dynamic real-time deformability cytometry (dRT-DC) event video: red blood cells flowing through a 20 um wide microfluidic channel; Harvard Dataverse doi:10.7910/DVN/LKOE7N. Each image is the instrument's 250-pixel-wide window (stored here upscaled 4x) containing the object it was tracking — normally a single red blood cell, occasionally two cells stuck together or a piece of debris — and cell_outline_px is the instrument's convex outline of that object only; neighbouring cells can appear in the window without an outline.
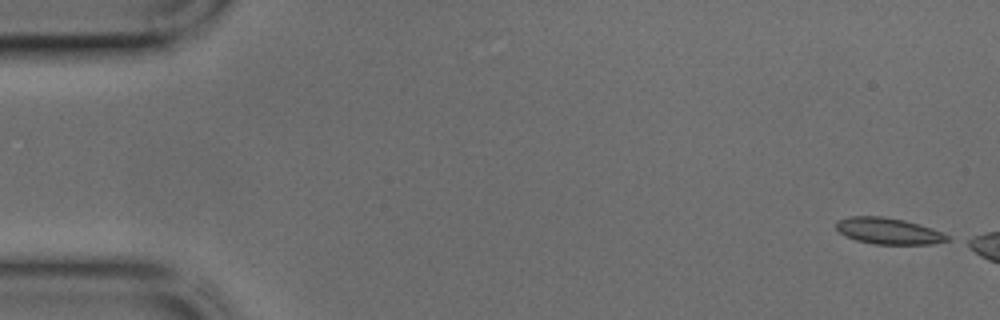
{"species": "common noctule bat (a hibernating species)", "species_latin": "Nyctalus noctula", "temperature_condition": "cold", "stored_images_in_passage": 8, "camera_frame_rate_fps": 3000, "um_per_image_px": 0.085, "animal": {"sex": "male", "body_mass_g": 17.9, "forearm_length_mm": 54.2}, "frame": {"image": 1, "passage_image": 1, "time_ms": 0.0, "image_size_px": [1000, 320], "cell_outline_px": [[952, 240], [932, 244], [876, 244], [856, 240], [840, 232], [836, 228], [836, 220], [848, 216], [880, 216], [904, 220], [920, 224], [932, 228], [952, 236]], "centroid_in_image_um": [75.57, 19.63], "position_along_channel_um": 9.4, "area_um2": 17.17}}